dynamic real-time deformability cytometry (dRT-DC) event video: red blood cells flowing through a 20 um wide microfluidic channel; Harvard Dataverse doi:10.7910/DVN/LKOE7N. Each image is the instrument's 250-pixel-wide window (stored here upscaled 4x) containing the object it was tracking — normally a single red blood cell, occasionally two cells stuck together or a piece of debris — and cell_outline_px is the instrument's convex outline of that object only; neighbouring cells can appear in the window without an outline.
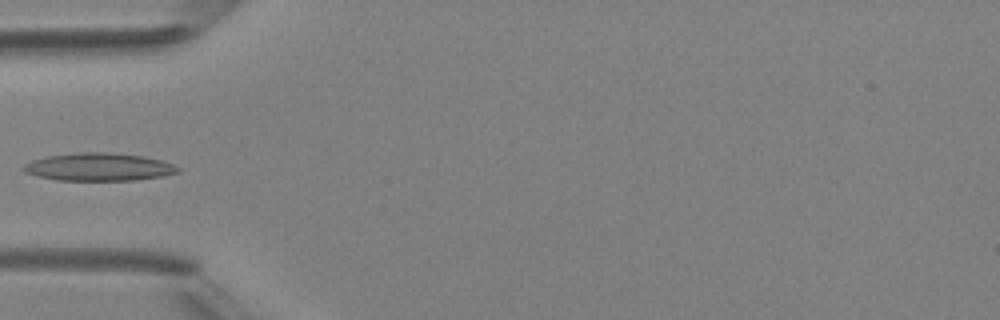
{"species": "Egyptian fruit bat (a non-hibernating species)", "species_latin": "Rousettus aegyptiacus", "temperature_condition": "room temperature", "stored_images_in_passage": 4, "camera_frame_rate_fps": 3000, "um_per_image_px": 0.085, "animal": {"sex": "female"}, "frame": {"image": 1, "passage_image": 4, "time_ms": 3.333, "image_size_px": [1000, 320], "cell_outline_px": [[180, 172], [164, 176], [136, 180], [56, 180], [24, 172], [24, 164], [32, 160], [48, 156], [80, 152], [104, 152], [144, 156], [160, 160], [172, 164], [180, 168]], "centroid_in_image_um": [8.43, 14.19], "position_along_channel_um": 76.6, "area_um2": 24.85}}